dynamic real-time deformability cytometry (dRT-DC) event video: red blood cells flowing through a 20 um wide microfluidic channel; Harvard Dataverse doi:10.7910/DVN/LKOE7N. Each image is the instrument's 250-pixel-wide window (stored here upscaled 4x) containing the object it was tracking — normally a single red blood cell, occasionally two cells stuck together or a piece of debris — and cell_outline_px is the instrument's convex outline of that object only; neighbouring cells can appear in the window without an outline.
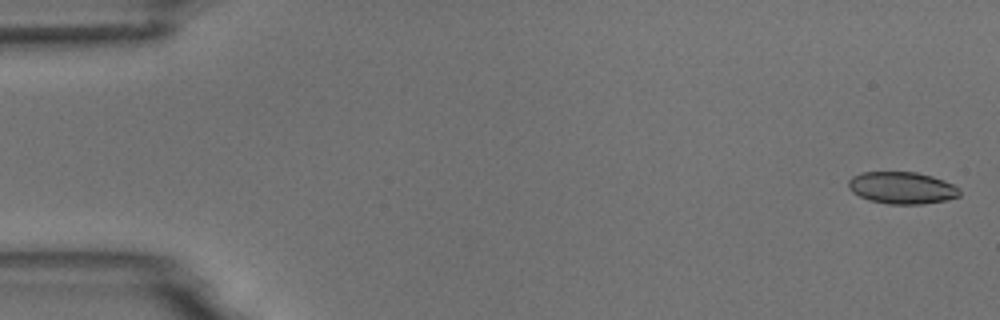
{"species": "common noctule bat (a hibernating species)", "species_latin": "Nyctalus noctula", "temperature_condition": "room temperature", "stored_images_in_passage": 5, "camera_frame_rate_fps": 3000, "um_per_image_px": 0.085, "animal": {"sex": "male", "body_mass_g": 18.8}, "frame": {"image": 1, "passage_image": 1, "time_ms": 0.0, "image_size_px": [1000, 320], "cell_outline_px": [[960, 196], [948, 200], [924, 204], [888, 204], [868, 200], [852, 192], [848, 188], [848, 180], [852, 176], [860, 172], [916, 172], [932, 176], [944, 180], [960, 188]], "centroid_in_image_um": [76.67, 15.97], "position_along_channel_um": 8.3, "area_um2": 20.98}}
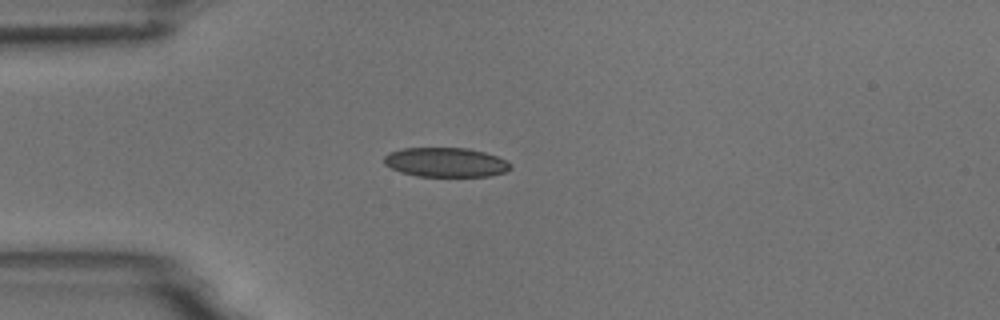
{"frame": {"image": 2, "passage_image": 4, "time_ms": 4.333, "image_size_px": [1000, 320], "cell_outline_px": [[512, 168], [504, 172], [488, 176], [416, 176], [400, 172], [384, 164], [384, 156], [388, 152], [404, 148], [468, 148], [484, 152], [508, 160], [512, 164]], "centroid_in_image_um": [37.89, 13.79], "position_along_channel_um": 47.1, "area_um2": 21.73}}